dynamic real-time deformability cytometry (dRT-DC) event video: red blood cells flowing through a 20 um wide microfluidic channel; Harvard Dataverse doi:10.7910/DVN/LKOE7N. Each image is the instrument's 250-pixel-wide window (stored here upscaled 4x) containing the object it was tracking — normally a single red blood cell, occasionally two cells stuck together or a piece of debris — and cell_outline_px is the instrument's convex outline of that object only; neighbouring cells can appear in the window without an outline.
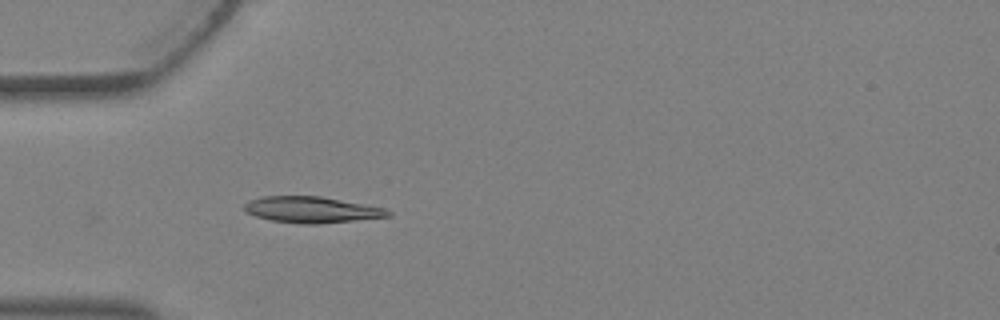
{"species": "Egyptian fruit bat (a non-hibernating species)", "species_latin": "Rousettus aegyptiacus", "temperature_condition": "warm", "stored_images_in_passage": 4, "camera_frame_rate_fps": 3000, "um_per_image_px": 0.085, "animal": {"sex": "female"}, "frame": {"image": 1, "passage_image": 4, "time_ms": 1.0, "image_size_px": [1000, 320], "cell_outline_px": [[392, 216], [316, 224], [304, 224], [272, 220], [256, 216], [244, 212], [244, 204], [248, 200], [260, 196], [320, 196], [384, 208], [392, 212]], "centroid_in_image_um": [26.45, 17.82], "position_along_channel_um": 58.6, "area_um2": 21.79}}